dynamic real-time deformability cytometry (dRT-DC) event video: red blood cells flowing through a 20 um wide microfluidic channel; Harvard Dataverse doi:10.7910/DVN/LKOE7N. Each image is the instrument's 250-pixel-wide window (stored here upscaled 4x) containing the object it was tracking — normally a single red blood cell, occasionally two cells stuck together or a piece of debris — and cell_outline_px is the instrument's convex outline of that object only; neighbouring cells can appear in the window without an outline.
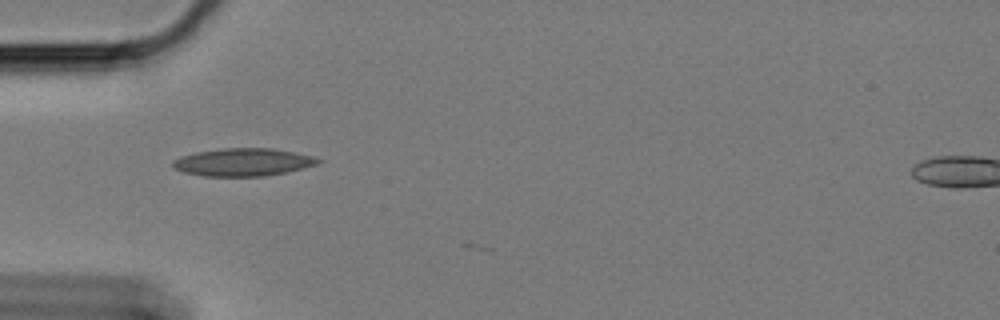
{"species": "Egyptian fruit bat (a non-hibernating species)", "species_latin": "Rousettus aegyptiacus", "temperature_condition": "cold", "stored_images_in_passage": 2, "camera_frame_rate_fps": 3000, "um_per_image_px": 0.085, "animal": {"sex": "female"}, "frame": {"image": 1, "passage_image": 1, "time_ms": 0.0, "image_size_px": [1000, 320], "cell_outline_px": [[324, 160], [316, 164], [284, 172], [264, 176], [204, 176], [184, 172], [176, 168], [172, 164], [172, 160], [180, 156], [196, 152], [224, 148], [272, 148], [312, 156]], "centroid_in_image_um": [20.62, 13.78], "position_along_channel_um": 64.4, "area_um2": 23.18}}